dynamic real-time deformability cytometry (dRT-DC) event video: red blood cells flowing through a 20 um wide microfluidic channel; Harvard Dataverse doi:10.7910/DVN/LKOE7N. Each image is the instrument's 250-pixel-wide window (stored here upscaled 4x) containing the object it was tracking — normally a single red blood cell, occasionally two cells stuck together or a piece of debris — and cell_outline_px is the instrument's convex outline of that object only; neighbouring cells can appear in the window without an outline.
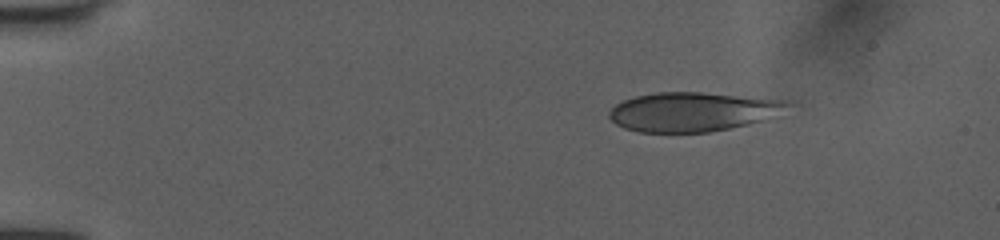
{"species": "human", "species_latin": "Homo sapiens", "temperature_condition": "room temperature", "stored_images_in_passage": 10, "camera_frame_rate_fps": 3000, "um_per_image_px": 0.085, "donor": {"sex": "female"}, "frame": {"image": 1, "passage_image": 1, "time_ms": 0.0, "image_size_px": [1000, 240], "cell_outline_px": [[788, 104], [764, 120], [728, 128], [708, 132], [640, 132], [624, 128], [616, 124], [608, 116], [608, 112], [616, 104], [624, 100], [636, 96], [656, 92], [700, 92], [784, 100]], "centroid_in_image_um": [58.74, 9.5], "position_along_channel_um": 26.3, "area_um2": 39.88}}